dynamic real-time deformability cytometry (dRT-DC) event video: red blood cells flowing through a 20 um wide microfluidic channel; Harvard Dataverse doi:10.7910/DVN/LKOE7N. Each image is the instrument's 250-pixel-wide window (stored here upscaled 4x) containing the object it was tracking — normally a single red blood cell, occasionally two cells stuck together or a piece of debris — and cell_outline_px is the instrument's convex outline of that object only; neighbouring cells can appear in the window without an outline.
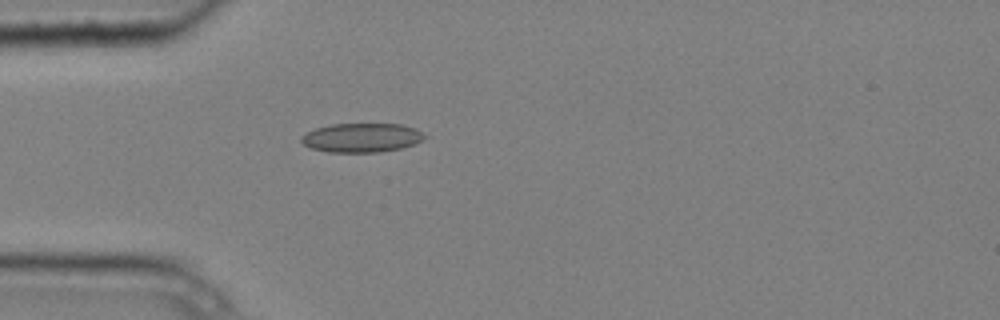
{"species": "common noctule bat (a hibernating species)", "species_latin": "Nyctalus noctula", "temperature_condition": "cold", "stored_images_in_passage": 3, "camera_frame_rate_fps": 3000, "um_per_image_px": 0.085, "animal": {"sex": "male", "body_mass_g": 20.4}, "frame": {"image": 1, "passage_image": 3, "time_ms": 0.667, "image_size_px": [1000, 320], "cell_outline_px": [[428, 136], [404, 148], [380, 152], [328, 152], [312, 148], [304, 144], [300, 140], [300, 136], [316, 128], [332, 124], [400, 124], [416, 128], [424, 132]], "centroid_in_image_um": [30.77, 11.7], "position_along_channel_um": 54.2, "area_um2": 20.92}}